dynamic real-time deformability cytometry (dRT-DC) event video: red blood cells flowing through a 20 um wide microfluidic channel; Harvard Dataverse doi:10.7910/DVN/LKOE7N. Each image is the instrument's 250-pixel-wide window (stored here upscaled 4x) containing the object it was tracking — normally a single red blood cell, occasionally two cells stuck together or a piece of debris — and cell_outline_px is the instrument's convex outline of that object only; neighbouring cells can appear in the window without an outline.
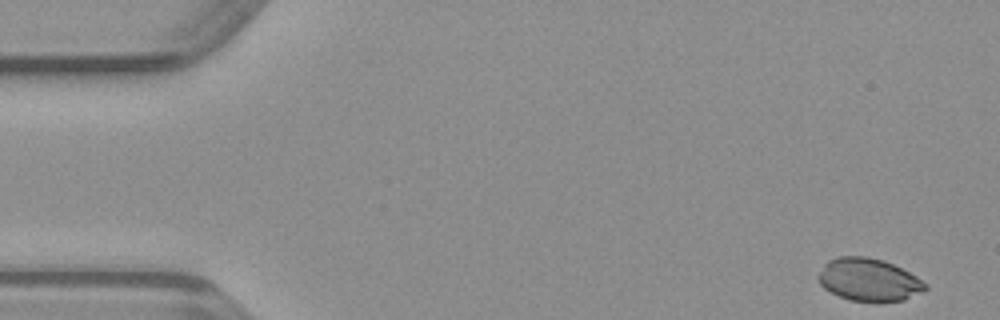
{"species": "common noctule bat (a hibernating species)", "species_latin": "Nyctalus noctula", "temperature_condition": "warm", "stored_images_in_passage": 48, "camera_frame_rate_fps": 3000, "um_per_image_px": 0.085, "animal": {"sex": "male", "body_mass_g": 23.1, "forearm_length_mm": 52.7}, "frame": {"image": 1, "passage_image": 1, "time_ms": 0.0, "image_size_px": [1000, 320], "cell_outline_px": [[928, 288], [924, 292], [904, 300], [848, 300], [824, 288], [820, 284], [816, 276], [824, 264], [828, 260], [840, 256], [868, 256], [884, 260], [916, 276], [928, 284]], "centroid_in_image_um": [73.85, 23.75], "position_along_channel_um": 11.2, "area_um2": 26.47}}
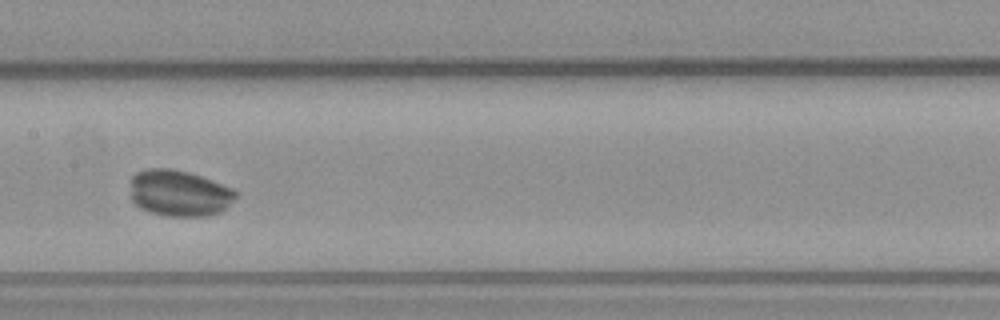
{"frame": {"image": 2, "passage_image": 23, "time_ms": 7.333, "image_size_px": [1000, 320], "cell_outline_px": [[240, 196], [228, 208], [220, 212], [204, 216], [168, 216], [152, 212], [140, 208], [132, 200], [132, 176], [136, 172], [148, 168], [172, 168], [188, 172], [212, 180], [232, 188], [240, 192]], "centroid_in_image_um": [15.31, 16.42], "position_along_channel_um": 192.1, "area_um2": 28.67}}
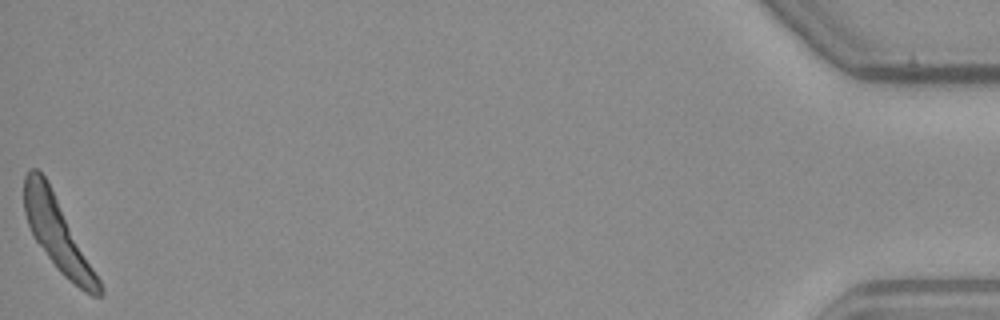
{"frame": {"image": 3, "passage_image": 48, "time_ms": 15.667, "image_size_px": [1000, 320], "cell_outline_px": [[104, 296], [92, 296], [84, 292], [64, 276], [60, 272], [32, 236], [24, 212], [24, 176], [32, 168], [36, 168], [44, 176], [100, 280], [104, 288]], "centroid_in_image_um": [4.89, 19.95], "position_along_channel_um": 430.3, "area_um2": 30.75}}